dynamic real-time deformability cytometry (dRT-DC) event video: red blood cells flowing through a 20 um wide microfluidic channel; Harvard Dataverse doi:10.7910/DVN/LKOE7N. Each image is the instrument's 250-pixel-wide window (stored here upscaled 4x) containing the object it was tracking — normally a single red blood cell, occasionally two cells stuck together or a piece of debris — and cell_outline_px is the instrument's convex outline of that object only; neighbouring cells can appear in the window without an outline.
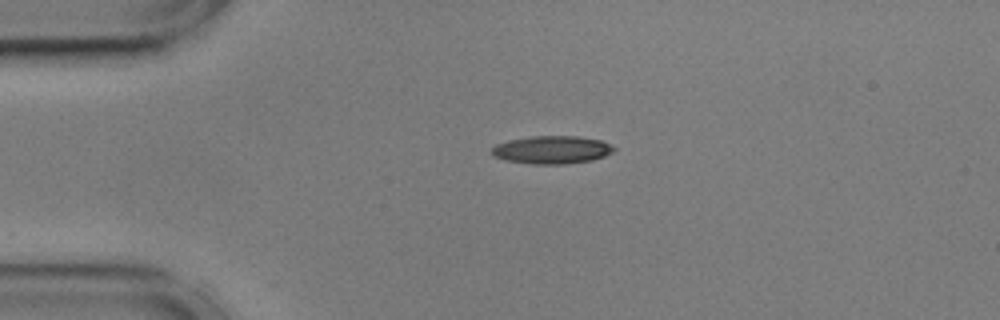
{"species": "common noctule bat (a hibernating species)", "species_latin": "Nyctalus noctula", "temperature_condition": "cold", "stored_images_in_passage": 35, "camera_frame_rate_fps": 3000, "um_per_image_px": 0.085, "animal": {"sex": "male", "body_mass_g": 17.9, "forearm_length_mm": 54.2}, "frame": {"image": 1, "passage_image": 1, "time_ms": 0.0, "image_size_px": [1000, 320], "cell_outline_px": [[616, 148], [612, 152], [604, 156], [592, 160], [564, 164], [532, 164], [504, 160], [492, 156], [492, 148], [496, 144], [508, 140], [532, 136], [576, 136], [600, 140]], "centroid_in_image_um": [46.87, 12.73], "position_along_channel_um": 38.1, "area_um2": 19.83}}
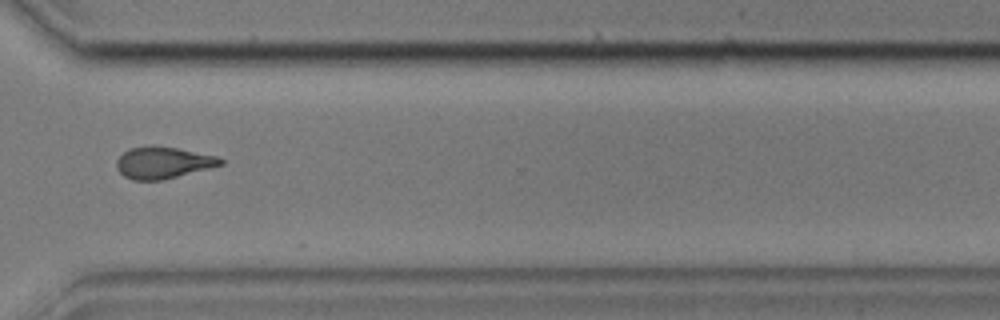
{"frame": {"image": 2, "passage_image": 30, "time_ms": 9.667, "image_size_px": [1000, 320], "cell_outline_px": [[224, 164], [164, 180], [132, 180], [124, 176], [116, 168], [116, 160], [128, 148], [176, 148], [216, 156], [224, 160]], "centroid_in_image_um": [13.86, 13.87], "position_along_channel_um": 356.7, "area_um2": 18.67}}
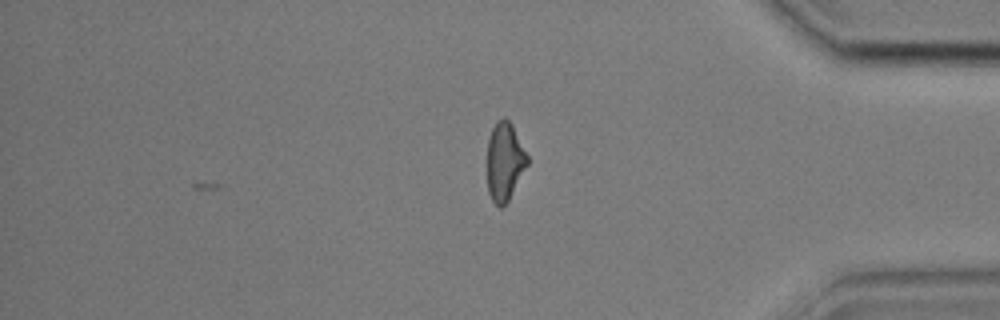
{"frame": {"image": 3, "passage_image": 35, "time_ms": 11.333, "image_size_px": [1000, 320], "cell_outline_px": [[528, 164], [508, 200], [500, 208], [492, 200], [488, 192], [488, 140], [492, 128], [496, 120], [504, 116], [512, 124], [528, 156]], "centroid_in_image_um": [42.89, 13.69], "position_along_channel_um": 392.3, "area_um2": 18.15}, "authors_computed_cell_mechanics": {"area_um2": 19.4208, "velocity_mm_per_s": 3.5986, "shape_relaxation_time_tau1_ms": 5.3955, "shape_relaxation_time_tau2_ms": 6.9786, "deformation_change_tau1": 0.1731, "deformation_change_tau2": 0.1639}}